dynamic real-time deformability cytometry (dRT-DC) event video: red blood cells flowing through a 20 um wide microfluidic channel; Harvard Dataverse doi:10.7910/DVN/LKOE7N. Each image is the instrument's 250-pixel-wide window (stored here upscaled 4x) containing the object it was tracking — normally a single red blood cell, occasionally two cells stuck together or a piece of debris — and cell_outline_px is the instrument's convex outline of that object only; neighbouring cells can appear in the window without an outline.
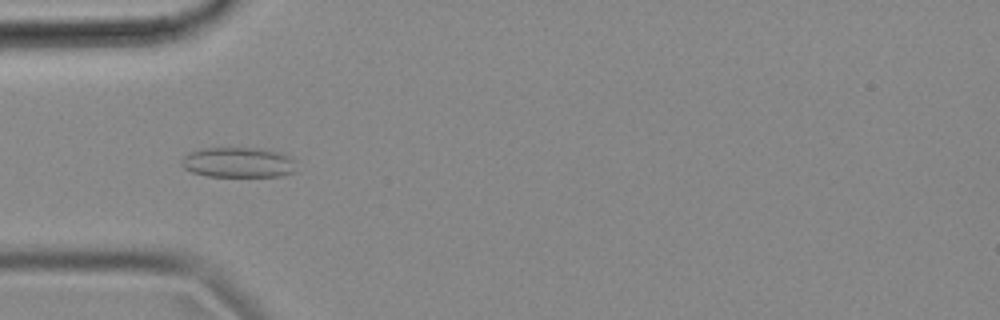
{"species": "common noctule bat (a hibernating species)", "species_latin": "Nyctalus noctula", "temperature_condition": "cold", "stored_images_in_passage": 48, "camera_frame_rate_fps": 3000, "um_per_image_px": 0.085, "animal": {"sex": "female", "body_mass_g": 18.4}, "frame": {"image": 1, "passage_image": 10, "time_ms": 3.0, "image_size_px": [1000, 320], "cell_outline_px": [[296, 172], [280, 176], [208, 176], [192, 172], [184, 168], [180, 164], [180, 160], [184, 156], [192, 152], [204, 148], [256, 148], [280, 152], [288, 156], [292, 160]], "centroid_in_image_um": [20.23, 13.81], "position_along_channel_um": 64.8, "area_um2": 20.06}}
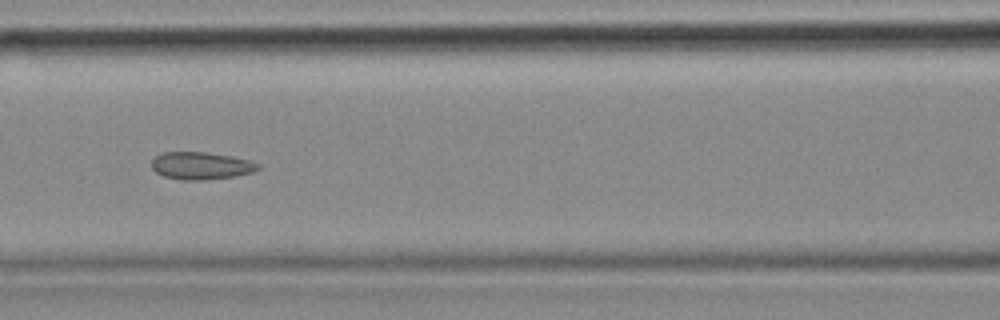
{"frame": {"image": 2, "passage_image": 17, "time_ms": 5.333, "image_size_px": [1000, 320], "cell_outline_px": [[260, 168], [252, 172], [236, 176], [200, 180], [180, 180], [164, 176], [156, 172], [152, 168], [152, 160], [156, 156], [164, 152], [208, 152], [232, 156], [248, 160], [260, 164]], "centroid_in_image_um": [17.09, 14.08], "position_along_channel_um": 149.5, "area_um2": 16.99}}
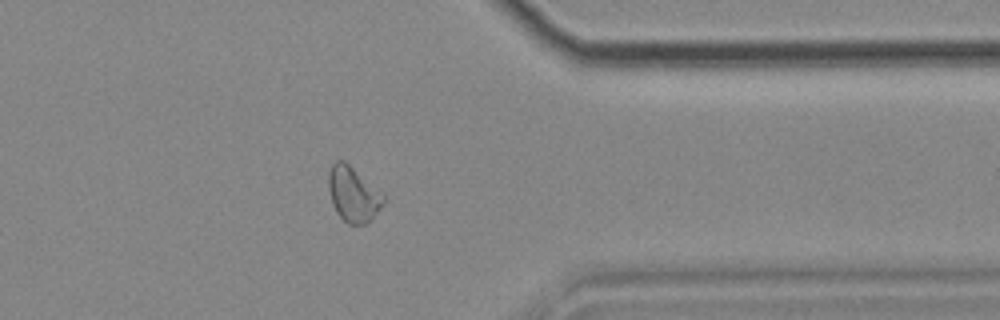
{"frame": {"image": 3, "passage_image": 37, "time_ms": 12.0, "image_size_px": [1000, 320], "cell_outline_px": [[384, 204], [368, 224], [348, 224], [336, 212], [332, 204], [328, 188], [328, 172], [332, 164], [336, 160], [344, 160], [384, 192]], "centroid_in_image_um": [30.04, 16.5], "position_along_channel_um": 381.4, "area_um2": 18.03}, "authors_computed_cell_mechanics": {"area_um2": 17.8313, "velocity_mm_per_s": 3.6567, "shape_relaxation_time_tau1_ms": null, "shape_relaxation_time_tau2_ms": 4.8109, "deformation_change_tau1": null, "deformation_change_tau2": 0.1119}}